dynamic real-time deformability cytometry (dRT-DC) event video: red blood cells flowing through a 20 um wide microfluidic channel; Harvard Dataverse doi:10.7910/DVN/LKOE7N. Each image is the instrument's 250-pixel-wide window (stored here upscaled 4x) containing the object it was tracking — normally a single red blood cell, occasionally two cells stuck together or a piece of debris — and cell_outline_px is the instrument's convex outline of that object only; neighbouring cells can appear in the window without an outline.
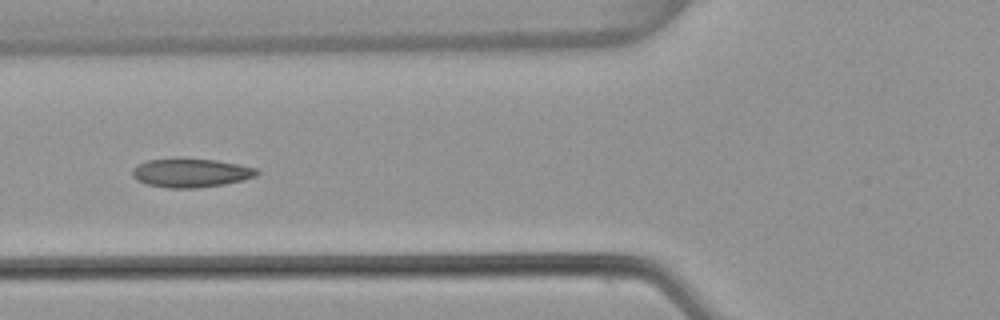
{"species": "common noctule bat (a hibernating species)", "species_latin": "Nyctalus noctula", "temperature_condition": "warm", "stored_images_in_passage": 32, "camera_frame_rate_fps": 3000, "um_per_image_px": 0.085, "animal": {"sex": "female", "body_mass_g": 22.7, "forearm_length_mm": 54.2}, "frame": {"image": 1, "passage_image": 5, "time_ms": 1.333, "image_size_px": [1000, 320], "cell_outline_px": [[260, 172], [256, 176], [244, 180], [224, 184], [196, 188], [164, 188], [148, 184], [136, 180], [132, 176], [132, 168], [136, 164], [148, 160], [176, 156], [180, 156], [216, 160], [240, 164], [256, 168]], "centroid_in_image_um": [16.19, 14.66], "position_along_channel_um": 109.6, "area_um2": 21.68}, "authors_computed_cell_mechanics": {"area_um2": 20.4034, "velocity_mm_per_s": 3.8096, "shape_relaxation_time_tau1_ms": 8.6949, "shape_relaxation_time_tau2_ms": 1.1531, "deformation_change_tau1": 0.1806, "deformation_change_tau2": 0.0828}}